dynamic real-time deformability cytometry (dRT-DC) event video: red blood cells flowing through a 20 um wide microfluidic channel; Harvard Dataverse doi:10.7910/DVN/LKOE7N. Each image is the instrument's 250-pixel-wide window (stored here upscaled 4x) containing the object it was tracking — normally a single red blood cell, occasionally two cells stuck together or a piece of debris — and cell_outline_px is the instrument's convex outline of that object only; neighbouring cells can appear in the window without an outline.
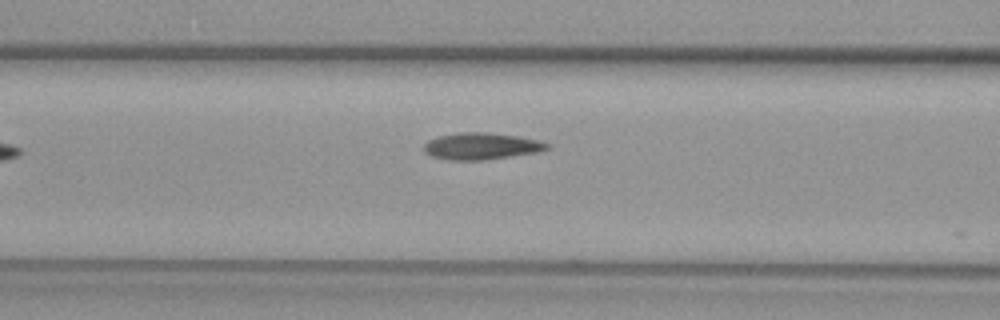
{"species": "common noctule bat (a hibernating species)", "species_latin": "Nyctalus noctula", "temperature_condition": "warm", "stored_images_in_passage": 6, "camera_frame_rate_fps": 3000, "um_per_image_px": 0.085, "animal": {"sex": "female", "body_mass_g": 29.2, "forearm_length_mm": 56.3}, "frame": {"image": 1, "passage_image": 4, "time_ms": 1.0, "image_size_px": [1000, 320], "cell_outline_px": [[552, 148], [536, 152], [484, 160], [452, 160], [432, 156], [424, 152], [424, 144], [428, 140], [440, 136], [460, 132], [488, 132], [520, 136], [540, 140], [552, 144]], "centroid_in_image_um": [40.97, 12.41], "position_along_channel_um": 125.6, "area_um2": 19.31}}
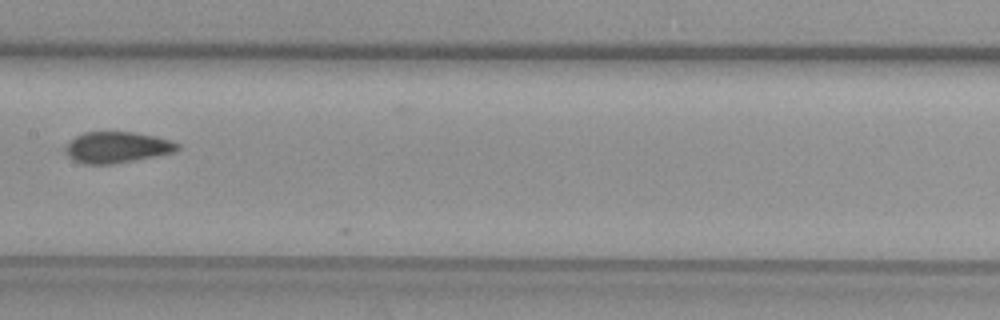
{"frame": {"image": 2, "passage_image": 6, "time_ms": 1.667, "image_size_px": [1000, 320], "cell_outline_px": [[180, 148], [176, 152], [112, 164], [84, 164], [68, 156], [64, 152], [64, 148], [76, 136], [84, 132], [136, 132], [156, 136], [172, 140], [180, 144]], "centroid_in_image_um": [9.98, 12.51], "position_along_channel_um": 197.4, "area_um2": 20.35}}